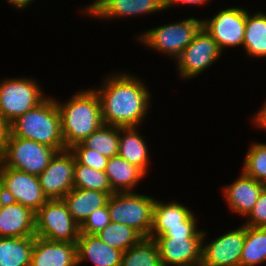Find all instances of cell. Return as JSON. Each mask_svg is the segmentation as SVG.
Segmentation results:
<instances>
[{"mask_svg":"<svg viewBox=\"0 0 266 266\" xmlns=\"http://www.w3.org/2000/svg\"><path fill=\"white\" fill-rule=\"evenodd\" d=\"M102 84L100 89L94 90L100 99L103 123L118 127L141 126L151 104L145 83L137 76L121 72L107 76Z\"/></svg>","mask_w":266,"mask_h":266,"instance_id":"obj_1","label":"cell"},{"mask_svg":"<svg viewBox=\"0 0 266 266\" xmlns=\"http://www.w3.org/2000/svg\"><path fill=\"white\" fill-rule=\"evenodd\" d=\"M55 100L66 149L81 143L104 124L100 99L94 89L81 90L63 104Z\"/></svg>","mask_w":266,"mask_h":266,"instance_id":"obj_2","label":"cell"},{"mask_svg":"<svg viewBox=\"0 0 266 266\" xmlns=\"http://www.w3.org/2000/svg\"><path fill=\"white\" fill-rule=\"evenodd\" d=\"M11 134L40 144L65 150L60 113L56 100L46 97L40 104L22 114L10 124Z\"/></svg>","mask_w":266,"mask_h":266,"instance_id":"obj_3","label":"cell"},{"mask_svg":"<svg viewBox=\"0 0 266 266\" xmlns=\"http://www.w3.org/2000/svg\"><path fill=\"white\" fill-rule=\"evenodd\" d=\"M155 198L132 192L109 195L110 220L135 229L143 238L149 237L153 223Z\"/></svg>","mask_w":266,"mask_h":266,"instance_id":"obj_4","label":"cell"},{"mask_svg":"<svg viewBox=\"0 0 266 266\" xmlns=\"http://www.w3.org/2000/svg\"><path fill=\"white\" fill-rule=\"evenodd\" d=\"M56 152L55 148L10 133L6 147L0 155V167H11L39 176Z\"/></svg>","mask_w":266,"mask_h":266,"instance_id":"obj_5","label":"cell"},{"mask_svg":"<svg viewBox=\"0 0 266 266\" xmlns=\"http://www.w3.org/2000/svg\"><path fill=\"white\" fill-rule=\"evenodd\" d=\"M80 225L73 219L62 199L48 200L35 213V236L50 240L76 243Z\"/></svg>","mask_w":266,"mask_h":266,"instance_id":"obj_6","label":"cell"},{"mask_svg":"<svg viewBox=\"0 0 266 266\" xmlns=\"http://www.w3.org/2000/svg\"><path fill=\"white\" fill-rule=\"evenodd\" d=\"M202 28V20L193 17L169 23L139 34L140 42L151 49L175 58L181 54Z\"/></svg>","mask_w":266,"mask_h":266,"instance_id":"obj_7","label":"cell"},{"mask_svg":"<svg viewBox=\"0 0 266 266\" xmlns=\"http://www.w3.org/2000/svg\"><path fill=\"white\" fill-rule=\"evenodd\" d=\"M41 89L35 80L27 77L2 80L0 82V113L11 124L46 98Z\"/></svg>","mask_w":266,"mask_h":266,"instance_id":"obj_8","label":"cell"},{"mask_svg":"<svg viewBox=\"0 0 266 266\" xmlns=\"http://www.w3.org/2000/svg\"><path fill=\"white\" fill-rule=\"evenodd\" d=\"M0 187L6 200L37 212L47 201L38 176L11 167H0Z\"/></svg>","mask_w":266,"mask_h":266,"instance_id":"obj_9","label":"cell"},{"mask_svg":"<svg viewBox=\"0 0 266 266\" xmlns=\"http://www.w3.org/2000/svg\"><path fill=\"white\" fill-rule=\"evenodd\" d=\"M216 41L202 27L176 59L180 77L189 79L200 75L221 55Z\"/></svg>","mask_w":266,"mask_h":266,"instance_id":"obj_10","label":"cell"},{"mask_svg":"<svg viewBox=\"0 0 266 266\" xmlns=\"http://www.w3.org/2000/svg\"><path fill=\"white\" fill-rule=\"evenodd\" d=\"M203 236H149L156 241L162 266H200Z\"/></svg>","mask_w":266,"mask_h":266,"instance_id":"obj_11","label":"cell"},{"mask_svg":"<svg viewBox=\"0 0 266 266\" xmlns=\"http://www.w3.org/2000/svg\"><path fill=\"white\" fill-rule=\"evenodd\" d=\"M245 23L246 9L241 7L223 9L211 19H202V27L222 52L225 47L243 46Z\"/></svg>","mask_w":266,"mask_h":266,"instance_id":"obj_12","label":"cell"},{"mask_svg":"<svg viewBox=\"0 0 266 266\" xmlns=\"http://www.w3.org/2000/svg\"><path fill=\"white\" fill-rule=\"evenodd\" d=\"M75 157L70 149L57 151L38 176L48 200L62 199L73 189Z\"/></svg>","mask_w":266,"mask_h":266,"instance_id":"obj_13","label":"cell"},{"mask_svg":"<svg viewBox=\"0 0 266 266\" xmlns=\"http://www.w3.org/2000/svg\"><path fill=\"white\" fill-rule=\"evenodd\" d=\"M245 237L246 225H242L202 245L200 266H240Z\"/></svg>","mask_w":266,"mask_h":266,"instance_id":"obj_14","label":"cell"},{"mask_svg":"<svg viewBox=\"0 0 266 266\" xmlns=\"http://www.w3.org/2000/svg\"><path fill=\"white\" fill-rule=\"evenodd\" d=\"M84 13L95 18L114 19L119 17L144 15L164 10L161 0H96L87 5Z\"/></svg>","mask_w":266,"mask_h":266,"instance_id":"obj_15","label":"cell"},{"mask_svg":"<svg viewBox=\"0 0 266 266\" xmlns=\"http://www.w3.org/2000/svg\"><path fill=\"white\" fill-rule=\"evenodd\" d=\"M30 266H78L76 243L34 236Z\"/></svg>","mask_w":266,"mask_h":266,"instance_id":"obj_16","label":"cell"},{"mask_svg":"<svg viewBox=\"0 0 266 266\" xmlns=\"http://www.w3.org/2000/svg\"><path fill=\"white\" fill-rule=\"evenodd\" d=\"M35 236V212L6 200L0 210V237Z\"/></svg>","mask_w":266,"mask_h":266,"instance_id":"obj_17","label":"cell"},{"mask_svg":"<svg viewBox=\"0 0 266 266\" xmlns=\"http://www.w3.org/2000/svg\"><path fill=\"white\" fill-rule=\"evenodd\" d=\"M265 187L242 171L237 180L223 188V194L232 211L247 216Z\"/></svg>","mask_w":266,"mask_h":266,"instance_id":"obj_18","label":"cell"},{"mask_svg":"<svg viewBox=\"0 0 266 266\" xmlns=\"http://www.w3.org/2000/svg\"><path fill=\"white\" fill-rule=\"evenodd\" d=\"M76 246L78 265L84 260H90L94 266H120L121 264L123 251L104 243L97 234L80 233Z\"/></svg>","mask_w":266,"mask_h":266,"instance_id":"obj_19","label":"cell"},{"mask_svg":"<svg viewBox=\"0 0 266 266\" xmlns=\"http://www.w3.org/2000/svg\"><path fill=\"white\" fill-rule=\"evenodd\" d=\"M108 197L106 192L73 188L62 200L73 219L81 225L93 211L107 204Z\"/></svg>","mask_w":266,"mask_h":266,"instance_id":"obj_20","label":"cell"},{"mask_svg":"<svg viewBox=\"0 0 266 266\" xmlns=\"http://www.w3.org/2000/svg\"><path fill=\"white\" fill-rule=\"evenodd\" d=\"M137 130L138 127H119L118 156L137 166L147 174L149 151L146 140L142 138Z\"/></svg>","mask_w":266,"mask_h":266,"instance_id":"obj_21","label":"cell"},{"mask_svg":"<svg viewBox=\"0 0 266 266\" xmlns=\"http://www.w3.org/2000/svg\"><path fill=\"white\" fill-rule=\"evenodd\" d=\"M105 173L114 193L132 192L146 175L140 168L120 156L108 158Z\"/></svg>","mask_w":266,"mask_h":266,"instance_id":"obj_22","label":"cell"},{"mask_svg":"<svg viewBox=\"0 0 266 266\" xmlns=\"http://www.w3.org/2000/svg\"><path fill=\"white\" fill-rule=\"evenodd\" d=\"M193 212L178 203H164L155 199L153 223L149 236H161L168 228L184 227V221Z\"/></svg>","mask_w":266,"mask_h":266,"instance_id":"obj_23","label":"cell"},{"mask_svg":"<svg viewBox=\"0 0 266 266\" xmlns=\"http://www.w3.org/2000/svg\"><path fill=\"white\" fill-rule=\"evenodd\" d=\"M34 236L0 237V266H30Z\"/></svg>","mask_w":266,"mask_h":266,"instance_id":"obj_24","label":"cell"},{"mask_svg":"<svg viewBox=\"0 0 266 266\" xmlns=\"http://www.w3.org/2000/svg\"><path fill=\"white\" fill-rule=\"evenodd\" d=\"M243 48L248 56L266 57V13L257 12L251 15L246 10Z\"/></svg>","mask_w":266,"mask_h":266,"instance_id":"obj_25","label":"cell"},{"mask_svg":"<svg viewBox=\"0 0 266 266\" xmlns=\"http://www.w3.org/2000/svg\"><path fill=\"white\" fill-rule=\"evenodd\" d=\"M266 261V227L246 226L240 266H257Z\"/></svg>","mask_w":266,"mask_h":266,"instance_id":"obj_26","label":"cell"},{"mask_svg":"<svg viewBox=\"0 0 266 266\" xmlns=\"http://www.w3.org/2000/svg\"><path fill=\"white\" fill-rule=\"evenodd\" d=\"M120 266H162L156 241L149 237L142 238L123 252Z\"/></svg>","mask_w":266,"mask_h":266,"instance_id":"obj_27","label":"cell"},{"mask_svg":"<svg viewBox=\"0 0 266 266\" xmlns=\"http://www.w3.org/2000/svg\"><path fill=\"white\" fill-rule=\"evenodd\" d=\"M81 143L107 158L118 156L119 127L103 124Z\"/></svg>","mask_w":266,"mask_h":266,"instance_id":"obj_28","label":"cell"},{"mask_svg":"<svg viewBox=\"0 0 266 266\" xmlns=\"http://www.w3.org/2000/svg\"><path fill=\"white\" fill-rule=\"evenodd\" d=\"M97 235L104 243L123 252L127 251L143 238L135 229L112 221L98 232Z\"/></svg>","mask_w":266,"mask_h":266,"instance_id":"obj_29","label":"cell"},{"mask_svg":"<svg viewBox=\"0 0 266 266\" xmlns=\"http://www.w3.org/2000/svg\"><path fill=\"white\" fill-rule=\"evenodd\" d=\"M73 188L91 189L106 192L108 195L114 193L105 171L93 169L81 164H75L74 166Z\"/></svg>","mask_w":266,"mask_h":266,"instance_id":"obj_30","label":"cell"},{"mask_svg":"<svg viewBox=\"0 0 266 266\" xmlns=\"http://www.w3.org/2000/svg\"><path fill=\"white\" fill-rule=\"evenodd\" d=\"M243 172L266 186V144L252 143L243 162Z\"/></svg>","mask_w":266,"mask_h":266,"instance_id":"obj_31","label":"cell"},{"mask_svg":"<svg viewBox=\"0 0 266 266\" xmlns=\"http://www.w3.org/2000/svg\"><path fill=\"white\" fill-rule=\"evenodd\" d=\"M75 157V164H81L100 171H105L108 158L93 149L86 148L82 143L69 148Z\"/></svg>","mask_w":266,"mask_h":266,"instance_id":"obj_32","label":"cell"},{"mask_svg":"<svg viewBox=\"0 0 266 266\" xmlns=\"http://www.w3.org/2000/svg\"><path fill=\"white\" fill-rule=\"evenodd\" d=\"M110 214L107 204L93 211L80 225V233L87 235H96L102 229H104L109 223Z\"/></svg>","mask_w":266,"mask_h":266,"instance_id":"obj_33","label":"cell"},{"mask_svg":"<svg viewBox=\"0 0 266 266\" xmlns=\"http://www.w3.org/2000/svg\"><path fill=\"white\" fill-rule=\"evenodd\" d=\"M248 221L244 224L251 227H266V187L261 192L254 208L247 215Z\"/></svg>","mask_w":266,"mask_h":266,"instance_id":"obj_34","label":"cell"},{"mask_svg":"<svg viewBox=\"0 0 266 266\" xmlns=\"http://www.w3.org/2000/svg\"><path fill=\"white\" fill-rule=\"evenodd\" d=\"M193 214L184 221V227L168 228L161 236H203L204 230L197 229V218Z\"/></svg>","mask_w":266,"mask_h":266,"instance_id":"obj_35","label":"cell"},{"mask_svg":"<svg viewBox=\"0 0 266 266\" xmlns=\"http://www.w3.org/2000/svg\"><path fill=\"white\" fill-rule=\"evenodd\" d=\"M10 133V123L0 113V155L6 147Z\"/></svg>","mask_w":266,"mask_h":266,"instance_id":"obj_36","label":"cell"},{"mask_svg":"<svg viewBox=\"0 0 266 266\" xmlns=\"http://www.w3.org/2000/svg\"><path fill=\"white\" fill-rule=\"evenodd\" d=\"M209 0H161L163 9L166 10L173 5L180 4H188V5H203L204 3H208Z\"/></svg>","mask_w":266,"mask_h":266,"instance_id":"obj_37","label":"cell"},{"mask_svg":"<svg viewBox=\"0 0 266 266\" xmlns=\"http://www.w3.org/2000/svg\"><path fill=\"white\" fill-rule=\"evenodd\" d=\"M253 117V122L256 127L258 126L259 128L266 130V102H264L263 107L257 113H255V116Z\"/></svg>","mask_w":266,"mask_h":266,"instance_id":"obj_38","label":"cell"},{"mask_svg":"<svg viewBox=\"0 0 266 266\" xmlns=\"http://www.w3.org/2000/svg\"><path fill=\"white\" fill-rule=\"evenodd\" d=\"M8 1L13 7L17 9L23 10L24 8L28 7L31 2H34V0H6Z\"/></svg>","mask_w":266,"mask_h":266,"instance_id":"obj_39","label":"cell"},{"mask_svg":"<svg viewBox=\"0 0 266 266\" xmlns=\"http://www.w3.org/2000/svg\"><path fill=\"white\" fill-rule=\"evenodd\" d=\"M5 201H6V197H5L4 193H3L2 188L0 187V210H1V208H2V206H3Z\"/></svg>","mask_w":266,"mask_h":266,"instance_id":"obj_40","label":"cell"}]
</instances>
